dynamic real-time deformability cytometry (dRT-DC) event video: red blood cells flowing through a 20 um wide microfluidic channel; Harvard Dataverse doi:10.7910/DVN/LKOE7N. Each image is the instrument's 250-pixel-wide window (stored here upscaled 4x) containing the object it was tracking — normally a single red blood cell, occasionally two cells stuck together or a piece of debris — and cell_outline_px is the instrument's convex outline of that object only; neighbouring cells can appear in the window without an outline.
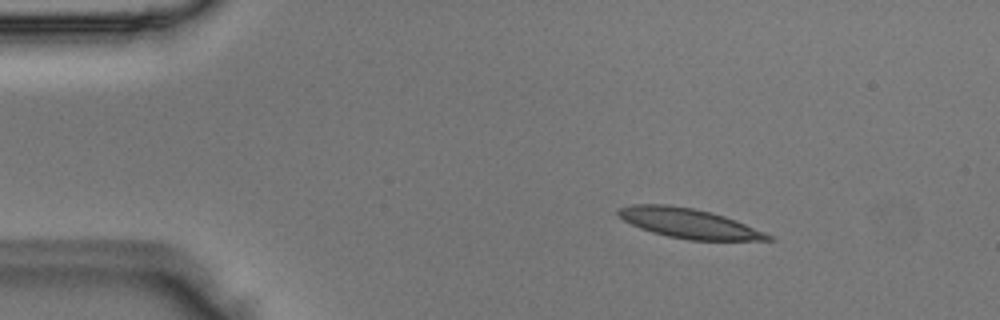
{"species": "Egyptian fruit bat (a non-hibernating species)", "species_latin": "Rousettus aegyptiacus", "temperature_condition": "room temperature", "stored_images_in_passage": 4, "camera_frame_rate_fps": 3000, "um_per_image_px": 0.085, "animal": {"sex": "male"}, "frame": {"image": 1, "passage_image": 2, "time_ms": 0.333, "image_size_px": [1000, 320], "cell_outline_px": [[776, 240], [688, 240], [668, 236], [652, 232], [640, 228], [616, 216], [616, 208], [632, 204], [668, 204], [692, 208], [712, 212], [736, 220], [764, 232], [772, 236]], "centroid_in_image_um": [58.5, 18.97], "position_along_channel_um": 26.5, "area_um2": 25.95}}
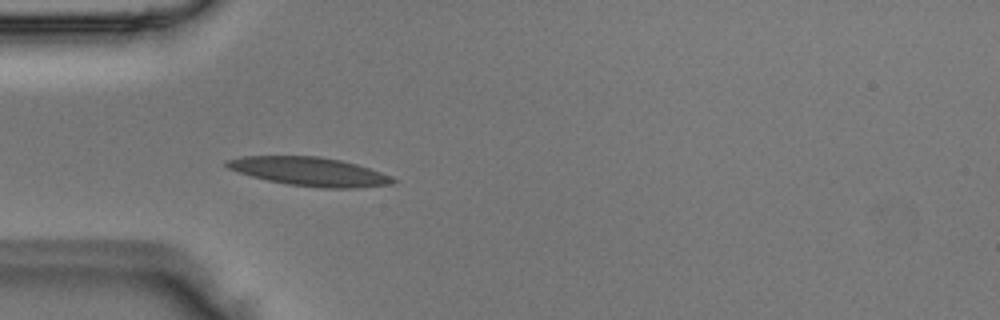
{"frame": {"image": 2, "passage_image": 4, "time_ms": 1.0, "image_size_px": [1000, 320], "cell_outline_px": [[396, 180], [392, 184], [356, 188], [320, 188], [288, 184], [268, 180], [252, 176], [228, 168], [224, 164], [224, 160], [244, 156], [320, 156], [340, 160], [356, 164], [392, 176]], "centroid_in_image_um": [26.3, 14.58], "position_along_channel_um": 58.7, "area_um2": 27.63}}